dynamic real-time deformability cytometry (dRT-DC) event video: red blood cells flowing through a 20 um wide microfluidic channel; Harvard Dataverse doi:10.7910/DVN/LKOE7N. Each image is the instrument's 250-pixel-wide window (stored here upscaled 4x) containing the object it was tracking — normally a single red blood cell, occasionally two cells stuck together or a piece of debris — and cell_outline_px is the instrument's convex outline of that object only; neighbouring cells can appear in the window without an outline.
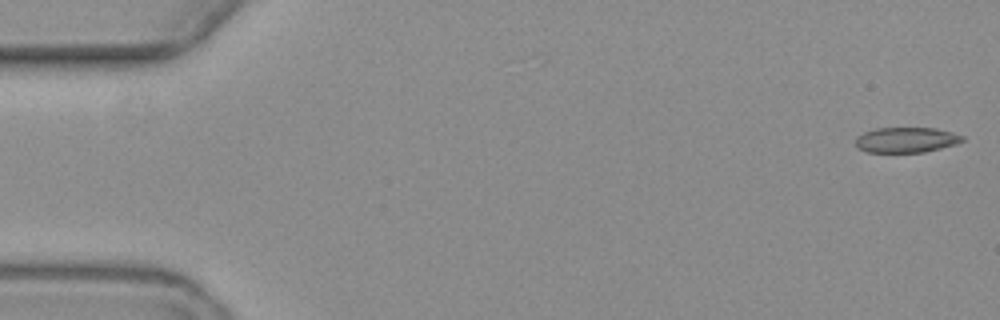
{"species": "common noctule bat (a hibernating species)", "species_latin": "Nyctalus noctula", "temperature_condition": "warm", "stored_images_in_passage": 7, "camera_frame_rate_fps": 3000, "um_per_image_px": 0.085, "animal": {"sex": "female", "body_mass_g": 19.3, "forearm_length_mm": 54.1}, "frame": {"image": 1, "passage_image": 1, "time_ms": 0.0, "image_size_px": [1000, 320], "cell_outline_px": [[964, 140], [956, 144], [924, 152], [868, 152], [856, 148], [856, 136], [864, 132], [876, 128], [936, 128], [952, 132], [964, 136]], "centroid_in_image_um": [77.02, 11.89], "position_along_channel_um": 8.0, "area_um2": 15.78}}
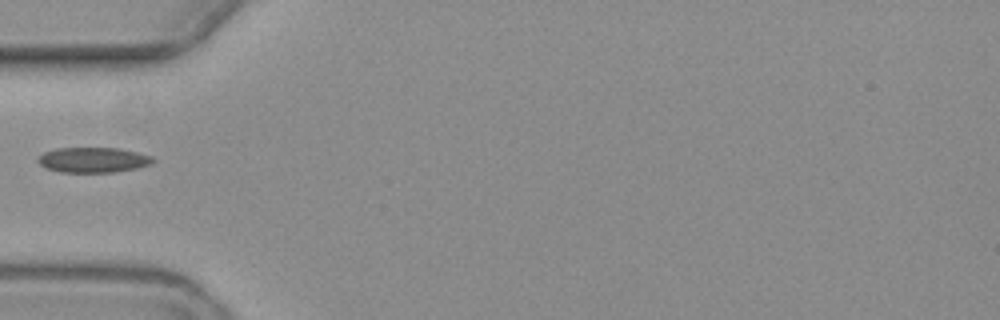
{"frame": {"image": 2, "passage_image": 5, "time_ms": 6.0, "image_size_px": [1000, 320], "cell_outline_px": [[156, 160], [152, 164], [136, 168], [112, 172], [60, 172], [44, 168], [36, 160], [44, 152], [56, 148], [120, 148], [152, 156]], "centroid_in_image_um": [7.91, 13.59], "position_along_channel_um": 77.1, "area_um2": 16.94}}
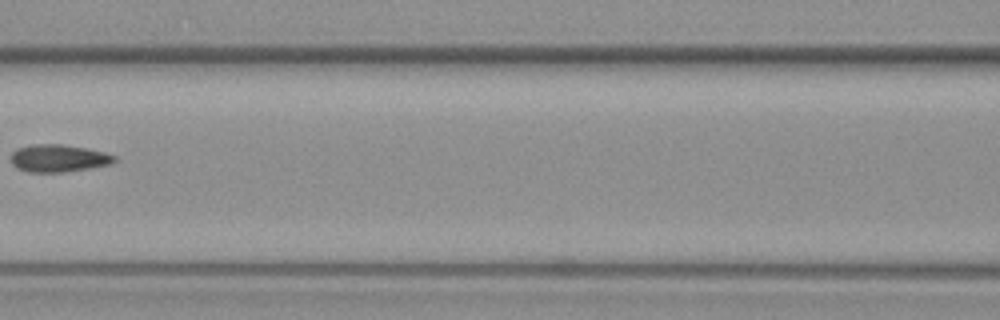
{"frame": {"image": 3, "passage_image": 7, "time_ms": 8.333, "image_size_px": [1000, 320], "cell_outline_px": [[116, 160], [112, 164], [64, 172], [28, 172], [16, 168], [12, 164], [12, 152], [16, 148], [32, 144], [64, 144], [88, 148], [104, 152], [116, 156]], "centroid_in_image_um": [4.97, 13.44], "position_along_channel_um": 161.6, "area_um2": 16.7}}